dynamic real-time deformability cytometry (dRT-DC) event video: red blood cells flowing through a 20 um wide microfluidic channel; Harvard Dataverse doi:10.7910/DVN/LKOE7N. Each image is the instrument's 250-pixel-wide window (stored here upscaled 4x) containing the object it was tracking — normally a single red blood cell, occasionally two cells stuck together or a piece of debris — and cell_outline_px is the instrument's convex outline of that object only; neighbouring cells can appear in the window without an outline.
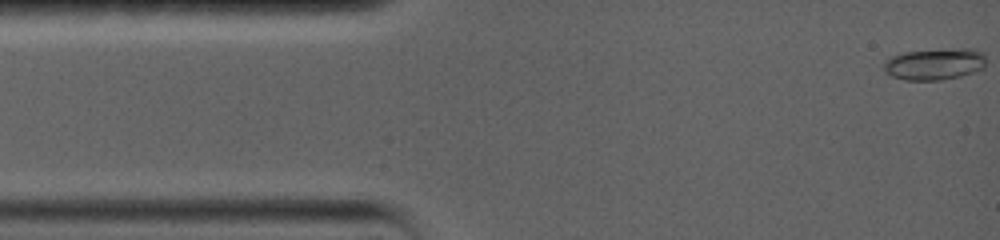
{"species": "common noctule bat (a hibernating species)", "species_latin": "Nyctalus noctula", "temperature_condition": "warm", "stored_images_in_passage": 52, "camera_frame_rate_fps": 5000, "um_per_image_px": 0.085, "animal": {"sex": "female", "body_mass_g": 19.0, "forearm_length_mm": 56.7}, "frame": {"image": 1, "passage_image": 1, "time_ms": 0.0, "image_size_px": [1000, 240], "cell_outline_px": [[984, 68], [960, 76], [940, 80], [904, 80], [892, 76], [884, 72], [884, 64], [892, 56], [904, 52], [960, 48], [972, 48], [980, 52], [984, 56]], "centroid_in_image_um": [79.43, 5.45], "position_along_channel_um": 5.6, "area_um2": 18.61}}
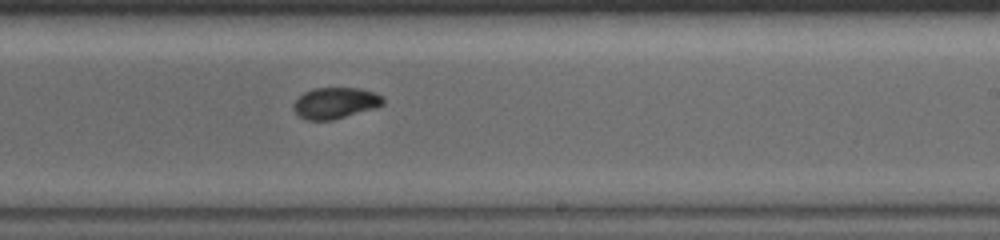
{"frame": {"image": 2, "passage_image": 30, "time_ms": 9.4, "image_size_px": [1000, 240], "cell_outline_px": [[384, 104], [376, 108], [332, 120], [308, 120], [300, 116], [292, 108], [292, 104], [304, 92], [312, 88], [360, 88], [376, 92], [384, 96]], "centroid_in_image_um": [28.53, 8.74], "position_along_channel_um": 260.5, "area_um2": 16.42}}
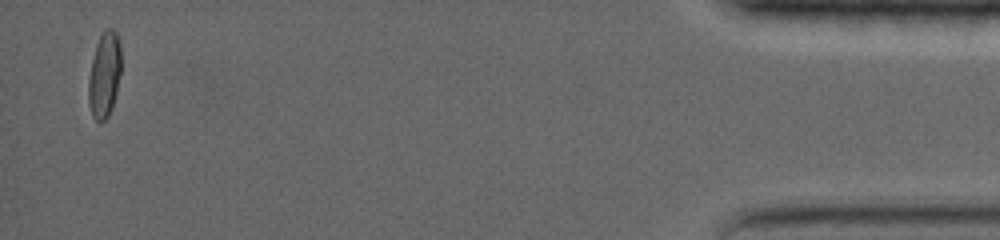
{"frame": {"image": 3, "passage_image": 51, "time_ms": 17.2, "image_size_px": [1000, 240], "cell_outline_px": [[120, 72], [116, 92], [112, 108], [108, 116], [100, 124], [92, 116], [88, 104], [88, 80], [92, 60], [96, 44], [104, 28], [112, 28], [116, 32], [120, 44]], "centroid_in_image_um": [8.86, 6.37], "position_along_channel_um": 426.3, "area_um2": 16.36}, "authors_computed_cell_mechanics": {"area_um2": 16.473, "velocity_mm_per_s": 3.5783, "shape_relaxation_time_tau1_ms": 7.3927, "shape_relaxation_time_tau2_ms": null, "deformation_change_tau1": 0.1967, "deformation_change_tau2": null}}